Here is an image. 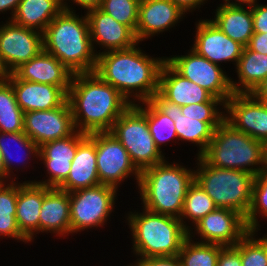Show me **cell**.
Returning a JSON list of instances; mask_svg holds the SVG:
<instances>
[{
    "label": "cell",
    "mask_w": 267,
    "mask_h": 266,
    "mask_svg": "<svg viewBox=\"0 0 267 266\" xmlns=\"http://www.w3.org/2000/svg\"><path fill=\"white\" fill-rule=\"evenodd\" d=\"M139 44L125 50L99 53L94 70L131 105L148 101L158 92L160 71L166 61V56L146 55Z\"/></svg>",
    "instance_id": "1"
},
{
    "label": "cell",
    "mask_w": 267,
    "mask_h": 266,
    "mask_svg": "<svg viewBox=\"0 0 267 266\" xmlns=\"http://www.w3.org/2000/svg\"><path fill=\"white\" fill-rule=\"evenodd\" d=\"M76 130L84 134L110 132L131 105L95 72L73 74L67 93Z\"/></svg>",
    "instance_id": "2"
},
{
    "label": "cell",
    "mask_w": 267,
    "mask_h": 266,
    "mask_svg": "<svg viewBox=\"0 0 267 266\" xmlns=\"http://www.w3.org/2000/svg\"><path fill=\"white\" fill-rule=\"evenodd\" d=\"M43 50L56 57L73 74L94 72L93 50L86 13L62 10L43 32Z\"/></svg>",
    "instance_id": "3"
},
{
    "label": "cell",
    "mask_w": 267,
    "mask_h": 266,
    "mask_svg": "<svg viewBox=\"0 0 267 266\" xmlns=\"http://www.w3.org/2000/svg\"><path fill=\"white\" fill-rule=\"evenodd\" d=\"M171 163V164H170ZM166 159L140 173L137 192L141 205L153 213L179 218L188 188L195 180L194 168Z\"/></svg>",
    "instance_id": "4"
},
{
    "label": "cell",
    "mask_w": 267,
    "mask_h": 266,
    "mask_svg": "<svg viewBox=\"0 0 267 266\" xmlns=\"http://www.w3.org/2000/svg\"><path fill=\"white\" fill-rule=\"evenodd\" d=\"M126 221L131 231L132 253L137 259L178 256L188 230L179 218L153 213L130 211Z\"/></svg>",
    "instance_id": "5"
},
{
    "label": "cell",
    "mask_w": 267,
    "mask_h": 266,
    "mask_svg": "<svg viewBox=\"0 0 267 266\" xmlns=\"http://www.w3.org/2000/svg\"><path fill=\"white\" fill-rule=\"evenodd\" d=\"M201 157L213 167L242 170L255 176L267 169L266 145L225 120L215 129Z\"/></svg>",
    "instance_id": "6"
},
{
    "label": "cell",
    "mask_w": 267,
    "mask_h": 266,
    "mask_svg": "<svg viewBox=\"0 0 267 266\" xmlns=\"http://www.w3.org/2000/svg\"><path fill=\"white\" fill-rule=\"evenodd\" d=\"M197 160L195 181L213 199L217 208L239 212L246 217L252 199L255 175L237 169L216 168L201 156Z\"/></svg>",
    "instance_id": "7"
},
{
    "label": "cell",
    "mask_w": 267,
    "mask_h": 266,
    "mask_svg": "<svg viewBox=\"0 0 267 266\" xmlns=\"http://www.w3.org/2000/svg\"><path fill=\"white\" fill-rule=\"evenodd\" d=\"M110 133L120 141L140 172L166 159L150 134L146 101L130 105L114 122Z\"/></svg>",
    "instance_id": "8"
},
{
    "label": "cell",
    "mask_w": 267,
    "mask_h": 266,
    "mask_svg": "<svg viewBox=\"0 0 267 266\" xmlns=\"http://www.w3.org/2000/svg\"><path fill=\"white\" fill-rule=\"evenodd\" d=\"M117 192L116 188L102 184L69 192L71 235L105 226L115 209Z\"/></svg>",
    "instance_id": "9"
},
{
    "label": "cell",
    "mask_w": 267,
    "mask_h": 266,
    "mask_svg": "<svg viewBox=\"0 0 267 266\" xmlns=\"http://www.w3.org/2000/svg\"><path fill=\"white\" fill-rule=\"evenodd\" d=\"M95 142L96 164L100 184L109 185L117 190L124 180L135 176L139 185L140 171L131 161V158L120 141L110 132L88 134Z\"/></svg>",
    "instance_id": "10"
},
{
    "label": "cell",
    "mask_w": 267,
    "mask_h": 266,
    "mask_svg": "<svg viewBox=\"0 0 267 266\" xmlns=\"http://www.w3.org/2000/svg\"><path fill=\"white\" fill-rule=\"evenodd\" d=\"M166 61L183 77L204 88L224 104L233 95L231 77L227 72L191 48L185 55L166 57Z\"/></svg>",
    "instance_id": "11"
},
{
    "label": "cell",
    "mask_w": 267,
    "mask_h": 266,
    "mask_svg": "<svg viewBox=\"0 0 267 266\" xmlns=\"http://www.w3.org/2000/svg\"><path fill=\"white\" fill-rule=\"evenodd\" d=\"M0 25V62L6 74L43 50V33L6 21Z\"/></svg>",
    "instance_id": "12"
},
{
    "label": "cell",
    "mask_w": 267,
    "mask_h": 266,
    "mask_svg": "<svg viewBox=\"0 0 267 266\" xmlns=\"http://www.w3.org/2000/svg\"><path fill=\"white\" fill-rule=\"evenodd\" d=\"M224 120L234 129L267 145V103L253 93H233L225 102Z\"/></svg>",
    "instance_id": "13"
},
{
    "label": "cell",
    "mask_w": 267,
    "mask_h": 266,
    "mask_svg": "<svg viewBox=\"0 0 267 266\" xmlns=\"http://www.w3.org/2000/svg\"><path fill=\"white\" fill-rule=\"evenodd\" d=\"M248 232L242 214L226 208H216L189 229L188 237L194 238L196 234L200 238L199 242L234 246Z\"/></svg>",
    "instance_id": "14"
},
{
    "label": "cell",
    "mask_w": 267,
    "mask_h": 266,
    "mask_svg": "<svg viewBox=\"0 0 267 266\" xmlns=\"http://www.w3.org/2000/svg\"><path fill=\"white\" fill-rule=\"evenodd\" d=\"M76 131L68 100L50 110L28 111L24 113V133L37 144L62 139Z\"/></svg>",
    "instance_id": "15"
},
{
    "label": "cell",
    "mask_w": 267,
    "mask_h": 266,
    "mask_svg": "<svg viewBox=\"0 0 267 266\" xmlns=\"http://www.w3.org/2000/svg\"><path fill=\"white\" fill-rule=\"evenodd\" d=\"M195 23L196 33L191 49L213 64L221 66L231 61L236 66L244 46L224 34L211 18L200 19Z\"/></svg>",
    "instance_id": "16"
},
{
    "label": "cell",
    "mask_w": 267,
    "mask_h": 266,
    "mask_svg": "<svg viewBox=\"0 0 267 266\" xmlns=\"http://www.w3.org/2000/svg\"><path fill=\"white\" fill-rule=\"evenodd\" d=\"M87 134L76 130L72 135L47 142L39 147V161L47 169V179L32 180L35 183L48 187H59L66 179L71 169L72 160L77 152L78 145L87 137Z\"/></svg>",
    "instance_id": "17"
},
{
    "label": "cell",
    "mask_w": 267,
    "mask_h": 266,
    "mask_svg": "<svg viewBox=\"0 0 267 266\" xmlns=\"http://www.w3.org/2000/svg\"><path fill=\"white\" fill-rule=\"evenodd\" d=\"M85 13L89 23L92 47L96 55L111 50L129 49L139 43L135 33L128 26L117 22L99 7L90 9ZM97 45L100 50H104L97 52L95 48Z\"/></svg>",
    "instance_id": "18"
},
{
    "label": "cell",
    "mask_w": 267,
    "mask_h": 266,
    "mask_svg": "<svg viewBox=\"0 0 267 266\" xmlns=\"http://www.w3.org/2000/svg\"><path fill=\"white\" fill-rule=\"evenodd\" d=\"M149 101L163 114L175 122V130L178 141L191 142L199 149L196 156L200 157L213 138L215 129L221 123H206L185 116L181 113V107L165 100L158 92ZM199 146V147H198Z\"/></svg>",
    "instance_id": "19"
},
{
    "label": "cell",
    "mask_w": 267,
    "mask_h": 266,
    "mask_svg": "<svg viewBox=\"0 0 267 266\" xmlns=\"http://www.w3.org/2000/svg\"><path fill=\"white\" fill-rule=\"evenodd\" d=\"M185 13L170 0H140L135 32L139 43L177 26ZM184 15V16H183ZM182 19V20H181Z\"/></svg>",
    "instance_id": "20"
},
{
    "label": "cell",
    "mask_w": 267,
    "mask_h": 266,
    "mask_svg": "<svg viewBox=\"0 0 267 266\" xmlns=\"http://www.w3.org/2000/svg\"><path fill=\"white\" fill-rule=\"evenodd\" d=\"M5 78L12 84L16 101L24 113L55 109L67 100V94L59 86L24 81L13 73L6 74Z\"/></svg>",
    "instance_id": "21"
},
{
    "label": "cell",
    "mask_w": 267,
    "mask_h": 266,
    "mask_svg": "<svg viewBox=\"0 0 267 266\" xmlns=\"http://www.w3.org/2000/svg\"><path fill=\"white\" fill-rule=\"evenodd\" d=\"M158 93L167 101L185 106L204 102H222L207 90L179 74L167 61L159 77Z\"/></svg>",
    "instance_id": "22"
},
{
    "label": "cell",
    "mask_w": 267,
    "mask_h": 266,
    "mask_svg": "<svg viewBox=\"0 0 267 266\" xmlns=\"http://www.w3.org/2000/svg\"><path fill=\"white\" fill-rule=\"evenodd\" d=\"M12 73L24 81L59 86L66 94L73 77L69 69L44 50L28 62L22 63Z\"/></svg>",
    "instance_id": "23"
},
{
    "label": "cell",
    "mask_w": 267,
    "mask_h": 266,
    "mask_svg": "<svg viewBox=\"0 0 267 266\" xmlns=\"http://www.w3.org/2000/svg\"><path fill=\"white\" fill-rule=\"evenodd\" d=\"M52 233L66 237L71 234L69 193L58 187L43 185V202L40 209L39 233Z\"/></svg>",
    "instance_id": "24"
},
{
    "label": "cell",
    "mask_w": 267,
    "mask_h": 266,
    "mask_svg": "<svg viewBox=\"0 0 267 266\" xmlns=\"http://www.w3.org/2000/svg\"><path fill=\"white\" fill-rule=\"evenodd\" d=\"M42 202L43 185L31 180L22 183L17 181L16 222L20 232L30 243L39 233Z\"/></svg>",
    "instance_id": "25"
},
{
    "label": "cell",
    "mask_w": 267,
    "mask_h": 266,
    "mask_svg": "<svg viewBox=\"0 0 267 266\" xmlns=\"http://www.w3.org/2000/svg\"><path fill=\"white\" fill-rule=\"evenodd\" d=\"M100 185L96 164L95 142L87 136L77 147L67 179L58 187L74 192Z\"/></svg>",
    "instance_id": "26"
},
{
    "label": "cell",
    "mask_w": 267,
    "mask_h": 266,
    "mask_svg": "<svg viewBox=\"0 0 267 266\" xmlns=\"http://www.w3.org/2000/svg\"><path fill=\"white\" fill-rule=\"evenodd\" d=\"M211 19L232 40L246 47L254 34L252 7L219 4Z\"/></svg>",
    "instance_id": "27"
},
{
    "label": "cell",
    "mask_w": 267,
    "mask_h": 266,
    "mask_svg": "<svg viewBox=\"0 0 267 266\" xmlns=\"http://www.w3.org/2000/svg\"><path fill=\"white\" fill-rule=\"evenodd\" d=\"M235 72L238 82L231 78L233 93H254L267 77V54L244 47Z\"/></svg>",
    "instance_id": "28"
},
{
    "label": "cell",
    "mask_w": 267,
    "mask_h": 266,
    "mask_svg": "<svg viewBox=\"0 0 267 266\" xmlns=\"http://www.w3.org/2000/svg\"><path fill=\"white\" fill-rule=\"evenodd\" d=\"M62 10L60 0H21L11 21L43 33Z\"/></svg>",
    "instance_id": "29"
},
{
    "label": "cell",
    "mask_w": 267,
    "mask_h": 266,
    "mask_svg": "<svg viewBox=\"0 0 267 266\" xmlns=\"http://www.w3.org/2000/svg\"><path fill=\"white\" fill-rule=\"evenodd\" d=\"M9 140H11L12 142ZM7 141H9V142H7ZM10 143L14 144V145L16 144L17 147H19L20 149L22 148L24 150V153L23 154L21 153L22 155L17 156L18 157L17 160H16V158H14L16 156H13L14 153L11 152V147H9V146H11ZM15 148H16V146H15ZM20 149H18V151ZM0 151L2 153L3 163H4L5 171H6V183L8 182V180L10 182L17 180V178H15L16 174H14V172H13V170L15 169V167H12L15 164V162L13 164V161L16 160V163L19 162V165H21L20 163H23V166H22V168H23L24 166H26L28 164V159L31 160L30 159L31 157L35 158V159L37 158V160L39 158V147L24 132H15V133L0 132ZM14 152H16V151H14ZM17 154L18 153H16V155ZM24 164H26V165H24ZM12 175L14 176V178Z\"/></svg>",
    "instance_id": "30"
},
{
    "label": "cell",
    "mask_w": 267,
    "mask_h": 266,
    "mask_svg": "<svg viewBox=\"0 0 267 266\" xmlns=\"http://www.w3.org/2000/svg\"><path fill=\"white\" fill-rule=\"evenodd\" d=\"M16 203L17 182L2 183L0 185V237L13 238L17 242L22 241L27 244L30 242L20 232L16 222Z\"/></svg>",
    "instance_id": "31"
},
{
    "label": "cell",
    "mask_w": 267,
    "mask_h": 266,
    "mask_svg": "<svg viewBox=\"0 0 267 266\" xmlns=\"http://www.w3.org/2000/svg\"><path fill=\"white\" fill-rule=\"evenodd\" d=\"M24 131V112L18 105L12 84L0 78V132Z\"/></svg>",
    "instance_id": "32"
},
{
    "label": "cell",
    "mask_w": 267,
    "mask_h": 266,
    "mask_svg": "<svg viewBox=\"0 0 267 266\" xmlns=\"http://www.w3.org/2000/svg\"><path fill=\"white\" fill-rule=\"evenodd\" d=\"M216 208L217 207L214 204L213 199L194 180L185 195L179 219L181 220L183 226L189 231L195 223L205 217L208 213L214 211ZM186 220L191 222L190 225L192 226H189V223L187 225Z\"/></svg>",
    "instance_id": "33"
},
{
    "label": "cell",
    "mask_w": 267,
    "mask_h": 266,
    "mask_svg": "<svg viewBox=\"0 0 267 266\" xmlns=\"http://www.w3.org/2000/svg\"><path fill=\"white\" fill-rule=\"evenodd\" d=\"M192 239L187 237L178 253L181 266H217L223 245L197 242Z\"/></svg>",
    "instance_id": "34"
},
{
    "label": "cell",
    "mask_w": 267,
    "mask_h": 266,
    "mask_svg": "<svg viewBox=\"0 0 267 266\" xmlns=\"http://www.w3.org/2000/svg\"><path fill=\"white\" fill-rule=\"evenodd\" d=\"M146 118L150 134L160 152H162L161 147L163 145L166 146L173 139L175 143L176 140L178 141L175 122L167 115L161 113L149 100L146 101Z\"/></svg>",
    "instance_id": "35"
},
{
    "label": "cell",
    "mask_w": 267,
    "mask_h": 266,
    "mask_svg": "<svg viewBox=\"0 0 267 266\" xmlns=\"http://www.w3.org/2000/svg\"><path fill=\"white\" fill-rule=\"evenodd\" d=\"M260 216L267 219V169L255 176L251 205L245 217L249 231H261Z\"/></svg>",
    "instance_id": "36"
},
{
    "label": "cell",
    "mask_w": 267,
    "mask_h": 266,
    "mask_svg": "<svg viewBox=\"0 0 267 266\" xmlns=\"http://www.w3.org/2000/svg\"><path fill=\"white\" fill-rule=\"evenodd\" d=\"M257 231H249L240 240L242 266H267V235L257 238Z\"/></svg>",
    "instance_id": "37"
},
{
    "label": "cell",
    "mask_w": 267,
    "mask_h": 266,
    "mask_svg": "<svg viewBox=\"0 0 267 266\" xmlns=\"http://www.w3.org/2000/svg\"><path fill=\"white\" fill-rule=\"evenodd\" d=\"M140 0H102L100 9L117 22L128 26L134 33L137 29Z\"/></svg>",
    "instance_id": "38"
},
{
    "label": "cell",
    "mask_w": 267,
    "mask_h": 266,
    "mask_svg": "<svg viewBox=\"0 0 267 266\" xmlns=\"http://www.w3.org/2000/svg\"><path fill=\"white\" fill-rule=\"evenodd\" d=\"M224 106L223 102L193 103L181 106V113L206 123H222L225 117Z\"/></svg>",
    "instance_id": "39"
},
{
    "label": "cell",
    "mask_w": 267,
    "mask_h": 266,
    "mask_svg": "<svg viewBox=\"0 0 267 266\" xmlns=\"http://www.w3.org/2000/svg\"><path fill=\"white\" fill-rule=\"evenodd\" d=\"M217 266H242L240 241L234 246H223L220 251Z\"/></svg>",
    "instance_id": "40"
},
{
    "label": "cell",
    "mask_w": 267,
    "mask_h": 266,
    "mask_svg": "<svg viewBox=\"0 0 267 266\" xmlns=\"http://www.w3.org/2000/svg\"><path fill=\"white\" fill-rule=\"evenodd\" d=\"M133 263H130V265L128 264L126 266H181L178 256H161L136 259Z\"/></svg>",
    "instance_id": "41"
},
{
    "label": "cell",
    "mask_w": 267,
    "mask_h": 266,
    "mask_svg": "<svg viewBox=\"0 0 267 266\" xmlns=\"http://www.w3.org/2000/svg\"><path fill=\"white\" fill-rule=\"evenodd\" d=\"M254 32L267 33V5L256 3L252 7Z\"/></svg>",
    "instance_id": "42"
},
{
    "label": "cell",
    "mask_w": 267,
    "mask_h": 266,
    "mask_svg": "<svg viewBox=\"0 0 267 266\" xmlns=\"http://www.w3.org/2000/svg\"><path fill=\"white\" fill-rule=\"evenodd\" d=\"M246 47L258 53L267 54V33L254 32Z\"/></svg>",
    "instance_id": "43"
},
{
    "label": "cell",
    "mask_w": 267,
    "mask_h": 266,
    "mask_svg": "<svg viewBox=\"0 0 267 266\" xmlns=\"http://www.w3.org/2000/svg\"><path fill=\"white\" fill-rule=\"evenodd\" d=\"M73 4L80 6L83 10L88 11L93 8H98L101 5L102 0H71ZM70 0H60L62 9L65 11H76L73 10ZM68 2V3H67ZM70 2V3H69ZM72 7V8H71Z\"/></svg>",
    "instance_id": "44"
},
{
    "label": "cell",
    "mask_w": 267,
    "mask_h": 266,
    "mask_svg": "<svg viewBox=\"0 0 267 266\" xmlns=\"http://www.w3.org/2000/svg\"><path fill=\"white\" fill-rule=\"evenodd\" d=\"M175 5H177L184 13L185 15L188 14V12H193L196 10V8L199 10L201 5L207 3L208 0H170Z\"/></svg>",
    "instance_id": "45"
},
{
    "label": "cell",
    "mask_w": 267,
    "mask_h": 266,
    "mask_svg": "<svg viewBox=\"0 0 267 266\" xmlns=\"http://www.w3.org/2000/svg\"><path fill=\"white\" fill-rule=\"evenodd\" d=\"M21 0H0V14L1 12H10V17L8 20L10 21L18 7V4ZM11 10V11H10Z\"/></svg>",
    "instance_id": "46"
},
{
    "label": "cell",
    "mask_w": 267,
    "mask_h": 266,
    "mask_svg": "<svg viewBox=\"0 0 267 266\" xmlns=\"http://www.w3.org/2000/svg\"><path fill=\"white\" fill-rule=\"evenodd\" d=\"M224 5L228 6H241V7H253L258 0H223ZM238 2V3H237Z\"/></svg>",
    "instance_id": "47"
},
{
    "label": "cell",
    "mask_w": 267,
    "mask_h": 266,
    "mask_svg": "<svg viewBox=\"0 0 267 266\" xmlns=\"http://www.w3.org/2000/svg\"><path fill=\"white\" fill-rule=\"evenodd\" d=\"M259 100L267 103V77L253 93Z\"/></svg>",
    "instance_id": "48"
},
{
    "label": "cell",
    "mask_w": 267,
    "mask_h": 266,
    "mask_svg": "<svg viewBox=\"0 0 267 266\" xmlns=\"http://www.w3.org/2000/svg\"><path fill=\"white\" fill-rule=\"evenodd\" d=\"M0 181L6 183V171L3 163L2 153L0 151Z\"/></svg>",
    "instance_id": "49"
},
{
    "label": "cell",
    "mask_w": 267,
    "mask_h": 266,
    "mask_svg": "<svg viewBox=\"0 0 267 266\" xmlns=\"http://www.w3.org/2000/svg\"><path fill=\"white\" fill-rule=\"evenodd\" d=\"M5 75H6V73L4 72L2 65H1V62H0V78H4Z\"/></svg>",
    "instance_id": "50"
},
{
    "label": "cell",
    "mask_w": 267,
    "mask_h": 266,
    "mask_svg": "<svg viewBox=\"0 0 267 266\" xmlns=\"http://www.w3.org/2000/svg\"><path fill=\"white\" fill-rule=\"evenodd\" d=\"M266 166H267V145H266Z\"/></svg>",
    "instance_id": "51"
}]
</instances>
